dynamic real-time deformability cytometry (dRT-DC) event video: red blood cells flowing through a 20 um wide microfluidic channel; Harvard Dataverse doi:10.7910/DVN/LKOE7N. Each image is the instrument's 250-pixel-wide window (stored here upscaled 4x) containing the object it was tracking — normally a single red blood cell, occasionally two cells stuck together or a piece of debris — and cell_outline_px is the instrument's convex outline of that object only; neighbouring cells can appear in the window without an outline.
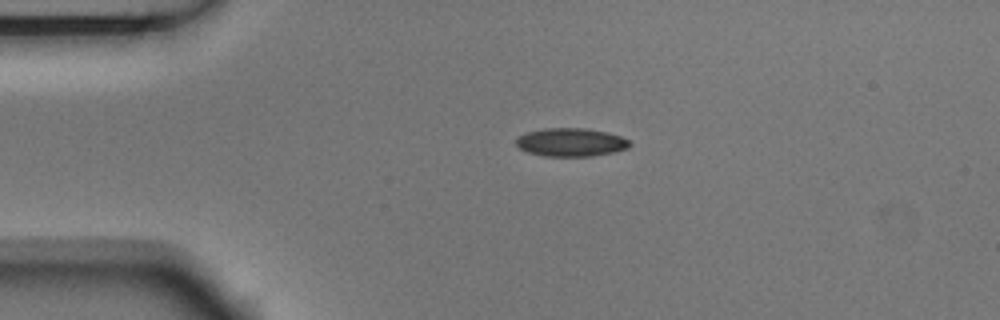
{"species": "Egyptian fruit bat (a non-hibernating species)", "species_latin": "Rousettus aegyptiacus", "temperature_condition": "room temperature", "stored_images_in_passage": 2, "camera_frame_rate_fps": 3000, "um_per_image_px": 0.085, "animal": {"sex": "male"}, "frame": {"image": 1, "passage_image": 1, "time_ms": 0.0, "image_size_px": [1000, 320], "cell_outline_px": [[632, 144], [628, 148], [612, 152], [592, 156], [544, 156], [528, 152], [520, 148], [516, 144], [516, 140], [520, 136], [528, 132], [544, 128], [588, 128], [608, 132], [620, 136], [628, 140]], "centroid_in_image_um": [48.55, 12.09], "position_along_channel_um": 36.4, "area_um2": 18.67}}